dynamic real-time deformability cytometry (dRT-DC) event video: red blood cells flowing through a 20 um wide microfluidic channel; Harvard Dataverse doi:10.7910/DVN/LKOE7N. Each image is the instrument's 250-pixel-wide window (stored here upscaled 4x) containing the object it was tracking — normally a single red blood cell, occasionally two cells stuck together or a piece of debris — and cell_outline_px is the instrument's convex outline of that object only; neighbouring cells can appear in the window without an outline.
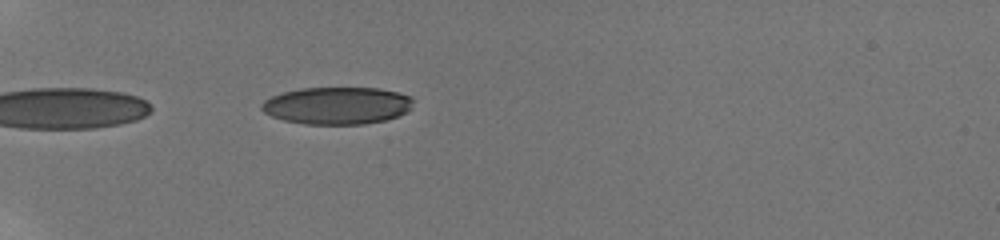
{"species": "human", "species_latin": "Homo sapiens", "temperature_condition": "room temperature", "stored_images_in_passage": 14, "camera_frame_rate_fps": 3000, "um_per_image_px": 0.085, "donor": {"sex": "male"}, "frame": {"image": 1, "passage_image": 1, "time_ms": 0.0, "image_size_px": [1000, 240], "cell_outline_px": [[412, 108], [396, 116], [384, 120], [364, 124], [304, 124], [284, 120], [272, 116], [264, 112], [260, 108], [260, 104], [264, 100], [272, 96], [284, 92], [300, 88], [380, 88], [412, 96]], "centroid_in_image_um": [28.63, 8.97], "position_along_channel_um": 56.4, "area_um2": 32.89}}
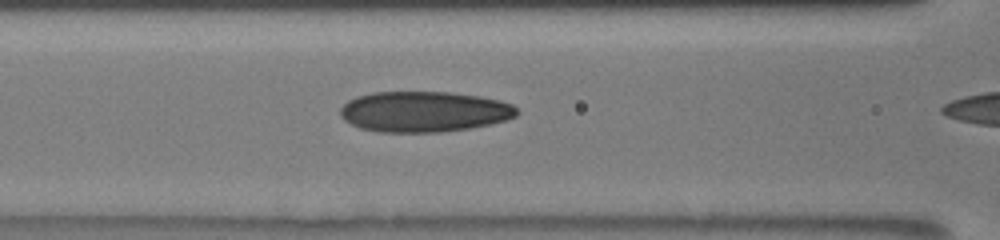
{"frame": {"image": 2, "passage_image": 4, "time_ms": 1.333, "image_size_px": [1000, 240], "cell_outline_px": [[520, 112], [516, 116], [508, 120], [468, 128], [440, 132], [380, 132], [360, 128], [344, 120], [340, 116], [340, 108], [348, 100], [356, 96], [372, 92], [448, 92], [480, 96], [500, 100], [512, 104]], "centroid_in_image_um": [36.04, 9.48], "position_along_channel_um": 130.6, "area_um2": 41.96}}